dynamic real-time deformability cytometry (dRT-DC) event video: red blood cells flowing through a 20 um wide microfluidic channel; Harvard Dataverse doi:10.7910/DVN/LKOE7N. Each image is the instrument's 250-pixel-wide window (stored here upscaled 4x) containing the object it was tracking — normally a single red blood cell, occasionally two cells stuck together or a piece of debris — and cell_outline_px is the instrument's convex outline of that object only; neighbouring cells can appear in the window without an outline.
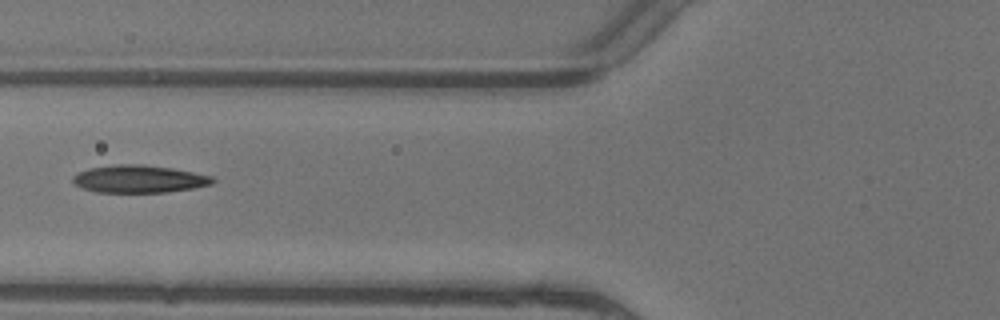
{"species": "common noctule bat (a hibernating species)", "species_latin": "Nyctalus noctula", "temperature_condition": "warm", "stored_images_in_passage": 6, "camera_frame_rate_fps": 3000, "um_per_image_px": 0.085, "animal": {"sex": "female"}, "frame": {"image": 1, "passage_image": 6, "time_ms": 1.667, "image_size_px": [1000, 320], "cell_outline_px": [[216, 180], [212, 184], [192, 188], [168, 192], [96, 192], [84, 188], [76, 184], [72, 180], [72, 176], [76, 172], [88, 168], [112, 164], [144, 164], [172, 168], [212, 176]], "centroid_in_image_um": [11.79, 15.2], "position_along_channel_um": 114.0, "area_um2": 22.54}}